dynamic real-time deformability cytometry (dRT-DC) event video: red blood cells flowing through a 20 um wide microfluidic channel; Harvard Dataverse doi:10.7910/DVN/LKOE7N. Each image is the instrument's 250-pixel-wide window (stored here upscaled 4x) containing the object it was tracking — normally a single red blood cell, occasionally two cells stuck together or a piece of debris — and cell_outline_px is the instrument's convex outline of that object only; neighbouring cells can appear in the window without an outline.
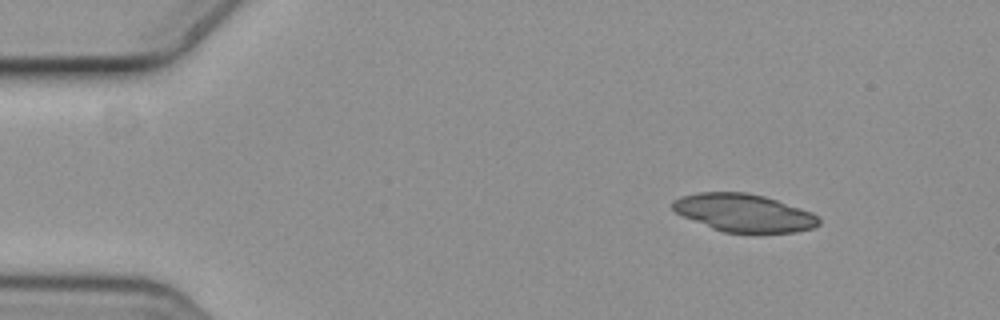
{"species": "common noctule bat (a hibernating species)", "species_latin": "Nyctalus noctula", "temperature_condition": "cold", "stored_images_in_passage": 4, "camera_frame_rate_fps": 3000, "um_per_image_px": 0.085, "animal": {"sex": "female", "body_mass_g": 19.3, "forearm_length_mm": 54.1}, "frame": {"image": 1, "passage_image": 1, "time_ms": 0.0, "image_size_px": [1000, 320], "cell_outline_px": [[820, 224], [812, 228], [796, 232], [724, 232], [712, 228], [684, 216], [676, 212], [672, 208], [672, 200], [680, 196], [700, 192], [748, 192], [764, 196], [812, 212], [820, 220]], "centroid_in_image_um": [63.22, 18.08], "position_along_channel_um": 21.8, "area_um2": 31.91}}